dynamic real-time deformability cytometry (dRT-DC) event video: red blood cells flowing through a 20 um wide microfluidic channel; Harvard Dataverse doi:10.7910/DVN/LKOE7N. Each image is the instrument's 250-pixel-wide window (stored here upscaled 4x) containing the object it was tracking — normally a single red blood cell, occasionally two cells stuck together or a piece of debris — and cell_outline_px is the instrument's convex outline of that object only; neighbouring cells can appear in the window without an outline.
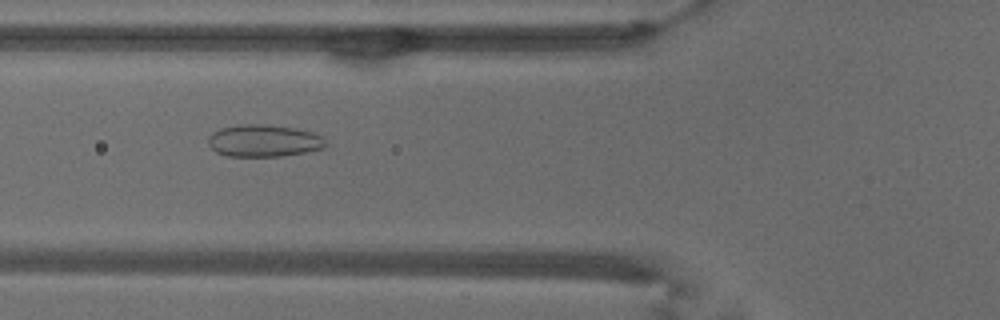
{"species": "common noctule bat (a hibernating species)", "species_latin": "Nyctalus noctula", "temperature_condition": "warm", "stored_images_in_passage": 35, "camera_frame_rate_fps": 3000, "um_per_image_px": 0.085, "animal": {"sex": "male", "body_mass_g": 18.8}, "frame": {"image": 1, "passage_image": 6, "time_ms": 1.667, "image_size_px": [1000, 320], "cell_outline_px": [[328, 144], [324, 148], [304, 152], [280, 156], [228, 156], [216, 152], [208, 144], [208, 136], [212, 132], [220, 128], [240, 124], [264, 124], [292, 128], [312, 132], [324, 136]], "centroid_in_image_um": [22.42, 11.96], "position_along_channel_um": 103.4, "area_um2": 22.08}}
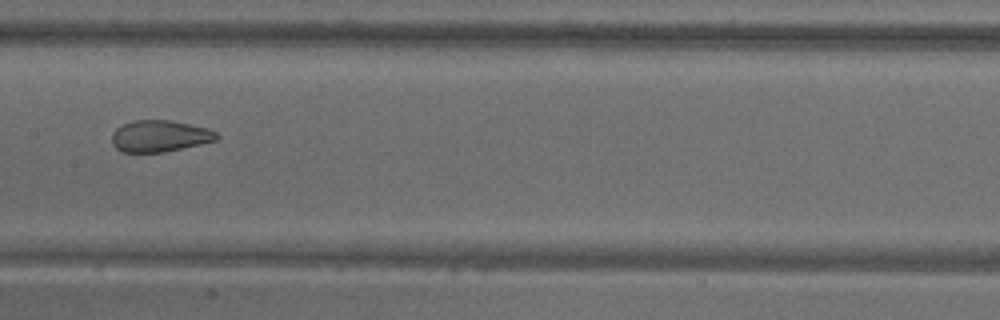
{"frame": {"image": 2, "passage_image": 13, "time_ms": 4.0, "image_size_px": [1000, 320], "cell_outline_px": [[220, 136], [216, 140], [200, 144], [164, 152], [120, 152], [112, 144], [112, 132], [116, 128], [124, 124], [136, 120], [168, 120], [208, 128], [216, 132]], "centroid_in_image_um": [13.56, 11.57], "position_along_channel_um": 193.8, "area_um2": 19.19}}
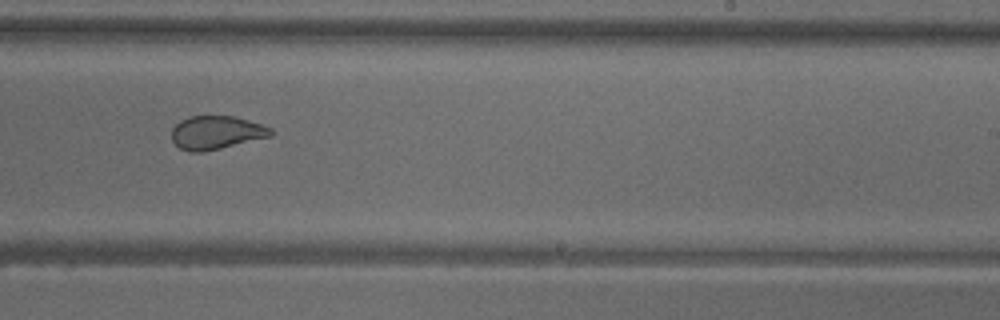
{"frame": {"image": 3, "passage_image": 19, "time_ms": 6.0, "image_size_px": [1000, 320], "cell_outline_px": [[272, 136], [220, 148], [200, 152], [188, 152], [180, 148], [172, 140], [172, 128], [180, 120], [192, 116], [236, 116], [272, 128]], "centroid_in_image_um": [18.37, 11.26], "position_along_channel_um": 270.6, "area_um2": 19.19}, "authors_computed_cell_mechanics": {"area_um2": 21.4438, "velocity_mm_per_s": 3.8551, "shape_relaxation_time_tau1_ms": null, "shape_relaxation_time_tau2_ms": 1.0209, "deformation_change_tau1": null, "deformation_change_tau2": 0.0686}}